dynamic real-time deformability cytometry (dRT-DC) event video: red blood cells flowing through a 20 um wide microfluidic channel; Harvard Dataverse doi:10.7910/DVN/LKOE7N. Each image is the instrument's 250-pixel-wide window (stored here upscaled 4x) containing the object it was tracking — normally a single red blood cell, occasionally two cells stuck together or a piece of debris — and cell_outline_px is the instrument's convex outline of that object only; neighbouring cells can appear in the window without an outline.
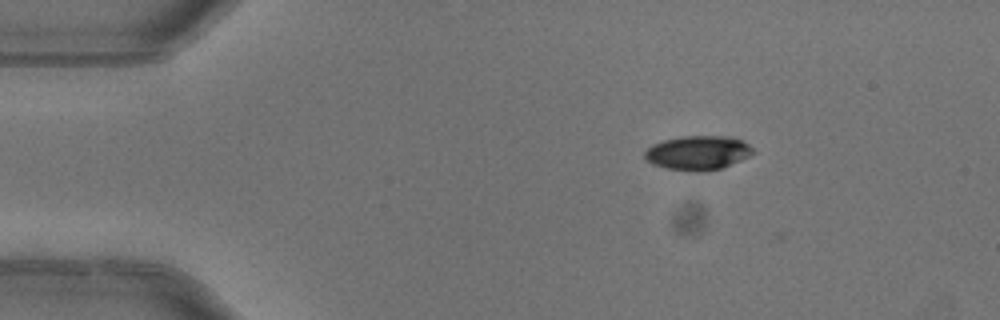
{"species": "common noctule bat (a hibernating species)", "species_latin": "Nyctalus noctula", "temperature_condition": "warm", "stored_images_in_passage": 6, "camera_frame_rate_fps": 3000, "um_per_image_px": 0.085, "animal": {"sex": "female"}, "frame": {"image": 1, "passage_image": 1, "time_ms": 0.0, "image_size_px": [1000, 320], "cell_outline_px": [[756, 152], [740, 160], [720, 168], [704, 172], [688, 172], [664, 168], [652, 164], [644, 160], [644, 152], [652, 144], [664, 140], [680, 136], [732, 136], [744, 140]], "centroid_in_image_um": [59.29, 12.99], "position_along_channel_um": 25.7, "area_um2": 21.96}}
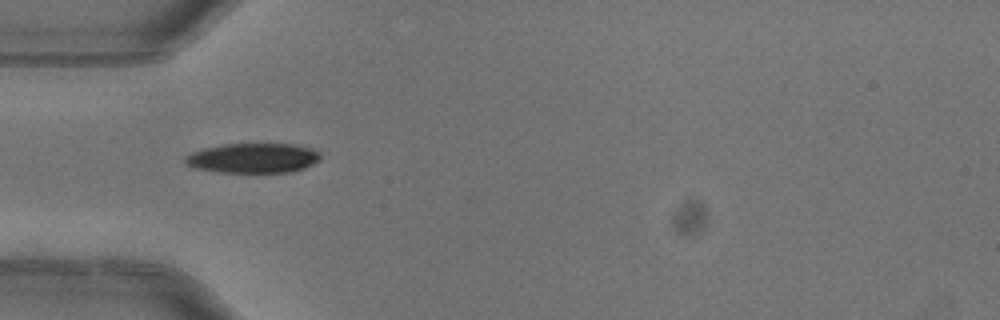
{"frame": {"image": 2, "passage_image": 3, "time_ms": 0.667, "image_size_px": [1000, 320], "cell_outline_px": [[320, 160], [304, 168], [292, 172], [220, 172], [192, 168], [184, 164], [184, 156], [192, 152], [204, 148], [224, 144], [296, 144], [312, 148], [320, 152]], "centroid_in_image_um": [21.49, 13.43], "position_along_channel_um": 63.5, "area_um2": 23.7}}